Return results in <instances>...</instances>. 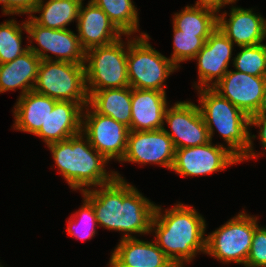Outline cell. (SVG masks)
Wrapping results in <instances>:
<instances>
[{
    "label": "cell",
    "mask_w": 266,
    "mask_h": 267,
    "mask_svg": "<svg viewBox=\"0 0 266 267\" xmlns=\"http://www.w3.org/2000/svg\"><path fill=\"white\" fill-rule=\"evenodd\" d=\"M173 25L183 33L209 37L218 28V14L206 7L186 6L174 14Z\"/></svg>",
    "instance_id": "cell-25"
},
{
    "label": "cell",
    "mask_w": 266,
    "mask_h": 267,
    "mask_svg": "<svg viewBox=\"0 0 266 267\" xmlns=\"http://www.w3.org/2000/svg\"><path fill=\"white\" fill-rule=\"evenodd\" d=\"M236 0H198L195 5L206 7L212 9L216 12H219L220 9L226 4L235 3Z\"/></svg>",
    "instance_id": "cell-34"
},
{
    "label": "cell",
    "mask_w": 266,
    "mask_h": 267,
    "mask_svg": "<svg viewBox=\"0 0 266 267\" xmlns=\"http://www.w3.org/2000/svg\"><path fill=\"white\" fill-rule=\"evenodd\" d=\"M84 108L81 133L105 159L120 162L126 153L129 128L110 116L96 113L87 105Z\"/></svg>",
    "instance_id": "cell-9"
},
{
    "label": "cell",
    "mask_w": 266,
    "mask_h": 267,
    "mask_svg": "<svg viewBox=\"0 0 266 267\" xmlns=\"http://www.w3.org/2000/svg\"><path fill=\"white\" fill-rule=\"evenodd\" d=\"M197 90L200 94L199 109L211 141L215 127L227 143L228 149L240 159V162L257 158L252 143V138H256V135H250L251 133L248 131L250 117L213 88Z\"/></svg>",
    "instance_id": "cell-4"
},
{
    "label": "cell",
    "mask_w": 266,
    "mask_h": 267,
    "mask_svg": "<svg viewBox=\"0 0 266 267\" xmlns=\"http://www.w3.org/2000/svg\"><path fill=\"white\" fill-rule=\"evenodd\" d=\"M257 217L239 213L206 236V253L223 263L245 266L252 245Z\"/></svg>",
    "instance_id": "cell-8"
},
{
    "label": "cell",
    "mask_w": 266,
    "mask_h": 267,
    "mask_svg": "<svg viewBox=\"0 0 266 267\" xmlns=\"http://www.w3.org/2000/svg\"><path fill=\"white\" fill-rule=\"evenodd\" d=\"M78 38L82 48L87 51L97 46L111 44L124 35L105 14L91 0L84 8L80 6L77 19Z\"/></svg>",
    "instance_id": "cell-17"
},
{
    "label": "cell",
    "mask_w": 266,
    "mask_h": 267,
    "mask_svg": "<svg viewBox=\"0 0 266 267\" xmlns=\"http://www.w3.org/2000/svg\"><path fill=\"white\" fill-rule=\"evenodd\" d=\"M156 242L121 238L110 256L109 267H173Z\"/></svg>",
    "instance_id": "cell-18"
},
{
    "label": "cell",
    "mask_w": 266,
    "mask_h": 267,
    "mask_svg": "<svg viewBox=\"0 0 266 267\" xmlns=\"http://www.w3.org/2000/svg\"><path fill=\"white\" fill-rule=\"evenodd\" d=\"M41 0H2V12L5 15L25 14L32 15L35 6Z\"/></svg>",
    "instance_id": "cell-32"
},
{
    "label": "cell",
    "mask_w": 266,
    "mask_h": 267,
    "mask_svg": "<svg viewBox=\"0 0 266 267\" xmlns=\"http://www.w3.org/2000/svg\"><path fill=\"white\" fill-rule=\"evenodd\" d=\"M115 174L116 177L100 185V189L81 192L92 204L99 227L125 232L122 238L135 237L132 233L149 234L156 205L119 173Z\"/></svg>",
    "instance_id": "cell-1"
},
{
    "label": "cell",
    "mask_w": 266,
    "mask_h": 267,
    "mask_svg": "<svg viewBox=\"0 0 266 267\" xmlns=\"http://www.w3.org/2000/svg\"><path fill=\"white\" fill-rule=\"evenodd\" d=\"M124 45L120 38L111 44L85 51L84 68L87 92L129 86L128 41L126 48Z\"/></svg>",
    "instance_id": "cell-6"
},
{
    "label": "cell",
    "mask_w": 266,
    "mask_h": 267,
    "mask_svg": "<svg viewBox=\"0 0 266 267\" xmlns=\"http://www.w3.org/2000/svg\"><path fill=\"white\" fill-rule=\"evenodd\" d=\"M40 63L41 59L28 49L13 61L0 64V93L19 88L23 96L33 91Z\"/></svg>",
    "instance_id": "cell-21"
},
{
    "label": "cell",
    "mask_w": 266,
    "mask_h": 267,
    "mask_svg": "<svg viewBox=\"0 0 266 267\" xmlns=\"http://www.w3.org/2000/svg\"><path fill=\"white\" fill-rule=\"evenodd\" d=\"M233 45L218 28L209 36L193 58L198 61L199 86L196 84V89L212 88L223 78L228 72Z\"/></svg>",
    "instance_id": "cell-15"
},
{
    "label": "cell",
    "mask_w": 266,
    "mask_h": 267,
    "mask_svg": "<svg viewBox=\"0 0 266 267\" xmlns=\"http://www.w3.org/2000/svg\"><path fill=\"white\" fill-rule=\"evenodd\" d=\"M245 267H266V227L255 228Z\"/></svg>",
    "instance_id": "cell-31"
},
{
    "label": "cell",
    "mask_w": 266,
    "mask_h": 267,
    "mask_svg": "<svg viewBox=\"0 0 266 267\" xmlns=\"http://www.w3.org/2000/svg\"><path fill=\"white\" fill-rule=\"evenodd\" d=\"M240 48L242 50L232 59L234 68L252 76L266 77V47L264 43Z\"/></svg>",
    "instance_id": "cell-28"
},
{
    "label": "cell",
    "mask_w": 266,
    "mask_h": 267,
    "mask_svg": "<svg viewBox=\"0 0 266 267\" xmlns=\"http://www.w3.org/2000/svg\"><path fill=\"white\" fill-rule=\"evenodd\" d=\"M265 87L266 77L228 70L212 88L251 117L260 106Z\"/></svg>",
    "instance_id": "cell-14"
},
{
    "label": "cell",
    "mask_w": 266,
    "mask_h": 267,
    "mask_svg": "<svg viewBox=\"0 0 266 267\" xmlns=\"http://www.w3.org/2000/svg\"><path fill=\"white\" fill-rule=\"evenodd\" d=\"M167 106L166 92L131 88L130 130L162 129Z\"/></svg>",
    "instance_id": "cell-19"
},
{
    "label": "cell",
    "mask_w": 266,
    "mask_h": 267,
    "mask_svg": "<svg viewBox=\"0 0 266 267\" xmlns=\"http://www.w3.org/2000/svg\"><path fill=\"white\" fill-rule=\"evenodd\" d=\"M126 36L138 32L139 18L132 0H91Z\"/></svg>",
    "instance_id": "cell-26"
},
{
    "label": "cell",
    "mask_w": 266,
    "mask_h": 267,
    "mask_svg": "<svg viewBox=\"0 0 266 267\" xmlns=\"http://www.w3.org/2000/svg\"><path fill=\"white\" fill-rule=\"evenodd\" d=\"M165 122L171 132L163 127L175 149L194 147L211 141L199 106L192 102H177L165 112Z\"/></svg>",
    "instance_id": "cell-12"
},
{
    "label": "cell",
    "mask_w": 266,
    "mask_h": 267,
    "mask_svg": "<svg viewBox=\"0 0 266 267\" xmlns=\"http://www.w3.org/2000/svg\"><path fill=\"white\" fill-rule=\"evenodd\" d=\"M173 53L170 60L179 68L180 62L193 60L209 37L183 33L173 25Z\"/></svg>",
    "instance_id": "cell-29"
},
{
    "label": "cell",
    "mask_w": 266,
    "mask_h": 267,
    "mask_svg": "<svg viewBox=\"0 0 266 267\" xmlns=\"http://www.w3.org/2000/svg\"><path fill=\"white\" fill-rule=\"evenodd\" d=\"M82 133L47 145L61 175L73 190L81 192L111 182L115 172H106L105 159ZM85 138V141H84ZM87 188H84V187Z\"/></svg>",
    "instance_id": "cell-3"
},
{
    "label": "cell",
    "mask_w": 266,
    "mask_h": 267,
    "mask_svg": "<svg viewBox=\"0 0 266 267\" xmlns=\"http://www.w3.org/2000/svg\"><path fill=\"white\" fill-rule=\"evenodd\" d=\"M36 93L56 100L88 105L84 64L41 60L34 87Z\"/></svg>",
    "instance_id": "cell-7"
},
{
    "label": "cell",
    "mask_w": 266,
    "mask_h": 267,
    "mask_svg": "<svg viewBox=\"0 0 266 267\" xmlns=\"http://www.w3.org/2000/svg\"><path fill=\"white\" fill-rule=\"evenodd\" d=\"M227 13L218 14V29L238 47L255 46L266 38V19L253 9L232 7Z\"/></svg>",
    "instance_id": "cell-16"
},
{
    "label": "cell",
    "mask_w": 266,
    "mask_h": 267,
    "mask_svg": "<svg viewBox=\"0 0 266 267\" xmlns=\"http://www.w3.org/2000/svg\"><path fill=\"white\" fill-rule=\"evenodd\" d=\"M173 267H184L183 265H174Z\"/></svg>",
    "instance_id": "cell-36"
},
{
    "label": "cell",
    "mask_w": 266,
    "mask_h": 267,
    "mask_svg": "<svg viewBox=\"0 0 266 267\" xmlns=\"http://www.w3.org/2000/svg\"><path fill=\"white\" fill-rule=\"evenodd\" d=\"M259 127V137L260 143L263 146L264 150H266V116H251L250 117V126Z\"/></svg>",
    "instance_id": "cell-33"
},
{
    "label": "cell",
    "mask_w": 266,
    "mask_h": 267,
    "mask_svg": "<svg viewBox=\"0 0 266 267\" xmlns=\"http://www.w3.org/2000/svg\"><path fill=\"white\" fill-rule=\"evenodd\" d=\"M21 25L14 19L0 24V64L11 62L28 50V46H21L22 30L27 32L25 22Z\"/></svg>",
    "instance_id": "cell-27"
},
{
    "label": "cell",
    "mask_w": 266,
    "mask_h": 267,
    "mask_svg": "<svg viewBox=\"0 0 266 267\" xmlns=\"http://www.w3.org/2000/svg\"><path fill=\"white\" fill-rule=\"evenodd\" d=\"M83 0H41L33 13H41L39 17L30 18L38 25L50 29H67L66 26L77 20Z\"/></svg>",
    "instance_id": "cell-24"
},
{
    "label": "cell",
    "mask_w": 266,
    "mask_h": 267,
    "mask_svg": "<svg viewBox=\"0 0 266 267\" xmlns=\"http://www.w3.org/2000/svg\"><path fill=\"white\" fill-rule=\"evenodd\" d=\"M57 101L34 90L19 96L13 111L14 129L35 135L45 124Z\"/></svg>",
    "instance_id": "cell-22"
},
{
    "label": "cell",
    "mask_w": 266,
    "mask_h": 267,
    "mask_svg": "<svg viewBox=\"0 0 266 267\" xmlns=\"http://www.w3.org/2000/svg\"><path fill=\"white\" fill-rule=\"evenodd\" d=\"M83 109L77 102L58 100L35 135L48 145L81 133Z\"/></svg>",
    "instance_id": "cell-20"
},
{
    "label": "cell",
    "mask_w": 266,
    "mask_h": 267,
    "mask_svg": "<svg viewBox=\"0 0 266 267\" xmlns=\"http://www.w3.org/2000/svg\"><path fill=\"white\" fill-rule=\"evenodd\" d=\"M83 200V205L80 210L76 211L74 216L72 215L69 218L66 230L70 236L85 241L86 239H91L95 236V227L98 223L92 204L85 197Z\"/></svg>",
    "instance_id": "cell-30"
},
{
    "label": "cell",
    "mask_w": 266,
    "mask_h": 267,
    "mask_svg": "<svg viewBox=\"0 0 266 267\" xmlns=\"http://www.w3.org/2000/svg\"><path fill=\"white\" fill-rule=\"evenodd\" d=\"M149 35L128 40L127 69L131 88L165 92V80L178 67L149 44Z\"/></svg>",
    "instance_id": "cell-5"
},
{
    "label": "cell",
    "mask_w": 266,
    "mask_h": 267,
    "mask_svg": "<svg viewBox=\"0 0 266 267\" xmlns=\"http://www.w3.org/2000/svg\"><path fill=\"white\" fill-rule=\"evenodd\" d=\"M240 162L228 147L207 144L176 149L171 170L186 176L208 175Z\"/></svg>",
    "instance_id": "cell-11"
},
{
    "label": "cell",
    "mask_w": 266,
    "mask_h": 267,
    "mask_svg": "<svg viewBox=\"0 0 266 267\" xmlns=\"http://www.w3.org/2000/svg\"><path fill=\"white\" fill-rule=\"evenodd\" d=\"M164 213L160 206L155 207L151 232L174 265L190 263L200 251L206 253V221L195 208L179 203Z\"/></svg>",
    "instance_id": "cell-2"
},
{
    "label": "cell",
    "mask_w": 266,
    "mask_h": 267,
    "mask_svg": "<svg viewBox=\"0 0 266 267\" xmlns=\"http://www.w3.org/2000/svg\"><path fill=\"white\" fill-rule=\"evenodd\" d=\"M25 21L28 39L37 42L36 46L28 44L30 49L41 60L64 61L74 64H84L85 50L82 48L78 35L67 29H50L36 24L30 17ZM47 52L54 54L55 59Z\"/></svg>",
    "instance_id": "cell-10"
},
{
    "label": "cell",
    "mask_w": 266,
    "mask_h": 267,
    "mask_svg": "<svg viewBox=\"0 0 266 267\" xmlns=\"http://www.w3.org/2000/svg\"><path fill=\"white\" fill-rule=\"evenodd\" d=\"M175 147L164 129L152 131H129L126 153L121 162L138 164L154 163L171 169Z\"/></svg>",
    "instance_id": "cell-13"
},
{
    "label": "cell",
    "mask_w": 266,
    "mask_h": 267,
    "mask_svg": "<svg viewBox=\"0 0 266 267\" xmlns=\"http://www.w3.org/2000/svg\"><path fill=\"white\" fill-rule=\"evenodd\" d=\"M253 116H266V87L262 96L260 106Z\"/></svg>",
    "instance_id": "cell-35"
},
{
    "label": "cell",
    "mask_w": 266,
    "mask_h": 267,
    "mask_svg": "<svg viewBox=\"0 0 266 267\" xmlns=\"http://www.w3.org/2000/svg\"><path fill=\"white\" fill-rule=\"evenodd\" d=\"M88 93V105L96 113L110 116L130 130L131 87L112 88Z\"/></svg>",
    "instance_id": "cell-23"
}]
</instances>
